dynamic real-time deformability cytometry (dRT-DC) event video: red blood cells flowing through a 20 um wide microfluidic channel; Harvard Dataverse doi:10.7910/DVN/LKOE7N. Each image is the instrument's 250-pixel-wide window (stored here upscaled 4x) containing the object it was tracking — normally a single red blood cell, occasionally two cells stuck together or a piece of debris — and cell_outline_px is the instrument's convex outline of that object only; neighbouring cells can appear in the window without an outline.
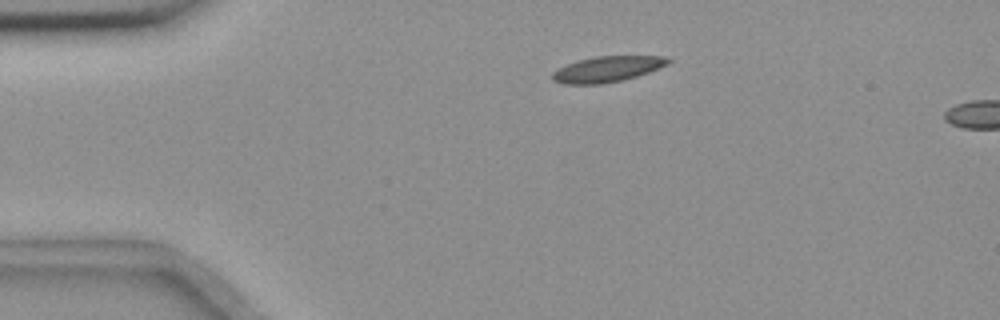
{"species": "common noctule bat (a hibernating species)", "species_latin": "Nyctalus noctula", "temperature_condition": "room temperature", "stored_images_in_passage": 2, "camera_frame_rate_fps": 3000, "um_per_image_px": 0.085, "animal": {"sex": "female", "body_mass_g": 18.4}, "frame": {"image": 1, "passage_image": 1, "time_ms": 0.0, "image_size_px": [1000, 320], "cell_outline_px": [[672, 60], [668, 64], [648, 72], [624, 80], [600, 84], [564, 84], [552, 80], [552, 72], [576, 60], [596, 56], [668, 56]], "centroid_in_image_um": [51.63, 5.87], "position_along_channel_um": 33.4, "area_um2": 17.34}}